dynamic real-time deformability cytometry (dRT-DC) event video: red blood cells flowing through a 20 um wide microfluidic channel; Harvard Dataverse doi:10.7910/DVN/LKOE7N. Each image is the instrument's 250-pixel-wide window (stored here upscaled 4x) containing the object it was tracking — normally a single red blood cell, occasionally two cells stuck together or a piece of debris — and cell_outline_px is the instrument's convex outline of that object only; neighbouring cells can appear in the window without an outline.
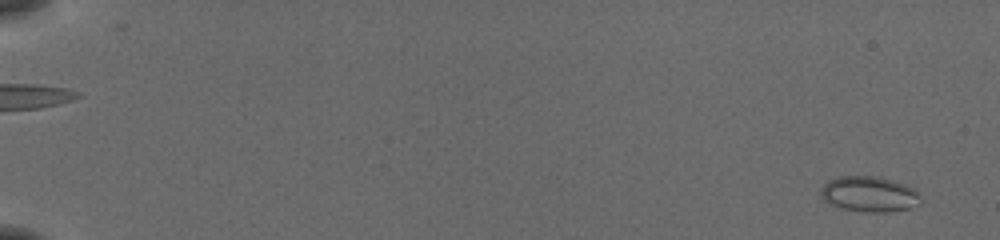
{"species": "common noctule bat (a hibernating species)", "species_latin": "Nyctalus noctula", "temperature_condition": "cold", "stored_images_in_passage": 53, "camera_frame_rate_fps": 3000, "um_per_image_px": 0.085, "animal": {"sex": "female", "body_mass_g": 19.5, "forearm_length_mm": 54.1}, "frame": {"image": 1, "passage_image": 1, "time_ms": 0.0, "image_size_px": [1000, 240], "cell_outline_px": [[920, 204], [908, 208], [884, 212], [864, 212], [840, 208], [828, 204], [820, 196], [820, 188], [828, 180], [840, 176], [876, 176], [892, 180], [916, 188], [920, 200]], "centroid_in_image_um": [73.85, 16.5], "position_along_channel_um": 11.2, "area_um2": 20.81}}
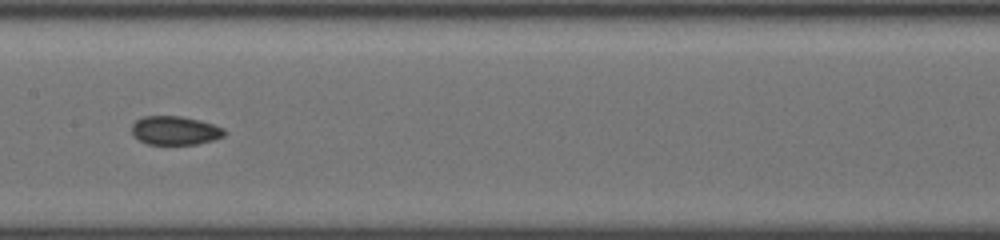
{"frame": {"image": 2, "passage_image": 29, "time_ms": 9.333, "image_size_px": [1000, 240], "cell_outline_px": [[228, 132], [224, 136], [212, 140], [196, 144], [148, 144], [140, 140], [132, 132], [132, 124], [136, 120], [144, 116], [180, 116], [200, 120], [224, 128]], "centroid_in_image_um": [14.91, 11.08], "position_along_channel_um": 192.5, "area_um2": 15.43}}
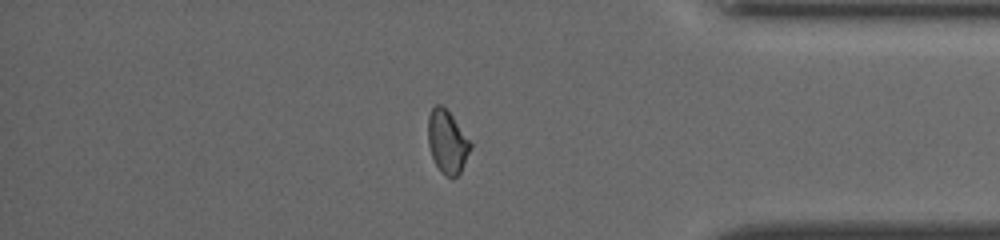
{"frame": {"image": 3, "passage_image": 46, "time_ms": 15.0, "image_size_px": [1000, 240], "cell_outline_px": [[472, 148], [460, 172], [452, 180], [440, 172], [432, 156], [428, 144], [428, 116], [432, 108], [436, 104], [440, 104], [452, 116], [472, 144]], "centroid_in_image_um": [38.01, 12.09], "position_along_channel_um": 397.2, "area_um2": 15.49}, "authors_computed_cell_mechanics": {"area_um2": 15.606, "velocity_mm_per_s": 3.9126, "shape_relaxation_time_tau1_ms": null, "shape_relaxation_time_tau2_ms": 3.8858, "deformation_change_tau1": null, "deformation_change_tau2": 0.073}}